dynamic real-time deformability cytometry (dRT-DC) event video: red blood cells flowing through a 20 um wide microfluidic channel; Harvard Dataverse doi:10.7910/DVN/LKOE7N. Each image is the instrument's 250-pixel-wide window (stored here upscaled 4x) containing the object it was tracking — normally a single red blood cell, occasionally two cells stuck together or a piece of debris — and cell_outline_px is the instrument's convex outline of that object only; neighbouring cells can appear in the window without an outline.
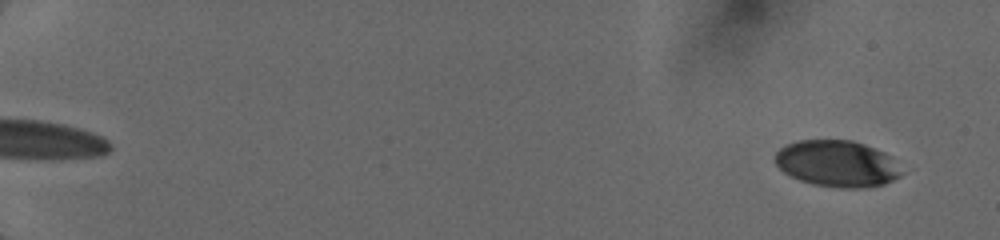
{"species": "human", "species_latin": "Homo sapiens", "temperature_condition": "cold", "stored_images_in_passage": 45, "camera_frame_rate_fps": 3000, "um_per_image_px": 0.085, "donor": {"sex": "female"}, "frame": {"image": 1, "passage_image": 4, "time_ms": 0.667, "image_size_px": [1000, 240], "cell_outline_px": [[904, 172], [900, 176], [884, 184], [868, 188], [840, 188], [812, 184], [800, 180], [784, 172], [776, 164], [776, 152], [784, 144], [796, 140], [852, 140], [864, 144], [884, 152]], "centroid_in_image_um": [71.14, 13.91], "position_along_channel_um": 13.9, "area_um2": 34.22}}
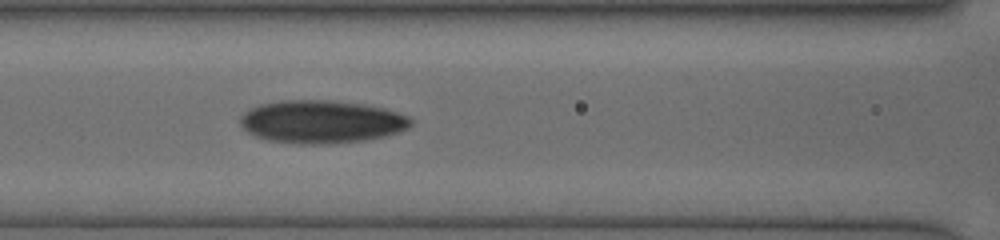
{"frame": {"image": 2, "passage_image": 28, "time_ms": 8.333, "image_size_px": [1000, 240], "cell_outline_px": [[412, 124], [408, 128], [400, 132], [384, 136], [364, 140], [328, 144], [300, 144], [268, 140], [256, 136], [248, 132], [240, 124], [240, 116], [248, 108], [260, 104], [280, 100], [328, 100], [360, 104], [384, 108], [408, 116], [412, 120]], "centroid_in_image_um": [27.3, 10.35], "position_along_channel_um": 139.3, "area_um2": 42.71}}
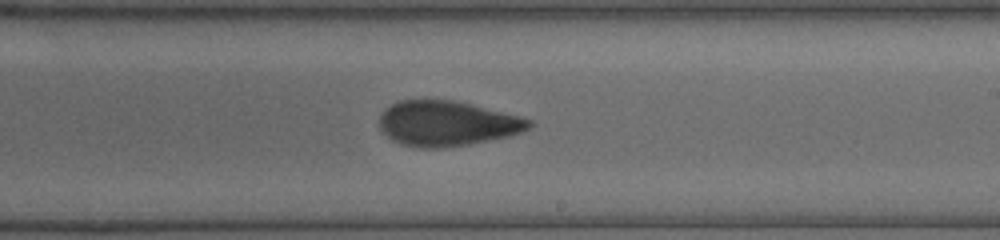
{"frame": {"image": 3, "passage_image": 44, "time_ms": 11.0, "image_size_px": [1000, 240], "cell_outline_px": [[532, 128], [524, 132], [508, 136], [468, 144], [436, 148], [420, 148], [400, 144], [392, 140], [380, 128], [380, 112], [384, 108], [400, 100], [452, 100], [472, 104], [520, 116], [532, 120]], "centroid_in_image_um": [38.01, 10.49], "position_along_channel_um": 251.0, "area_um2": 39.36}}